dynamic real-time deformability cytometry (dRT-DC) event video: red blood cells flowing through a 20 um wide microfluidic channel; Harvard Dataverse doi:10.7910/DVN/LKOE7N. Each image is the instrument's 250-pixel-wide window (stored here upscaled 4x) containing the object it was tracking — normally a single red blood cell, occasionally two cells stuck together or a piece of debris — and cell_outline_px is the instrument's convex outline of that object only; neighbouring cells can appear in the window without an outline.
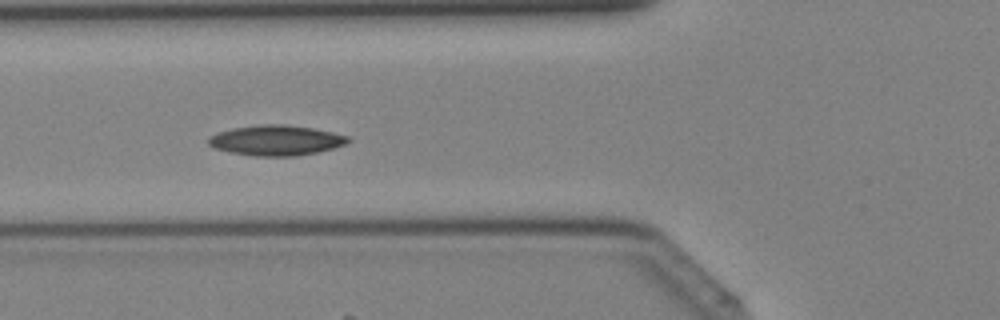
{"species": "Egyptian fruit bat (a non-hibernating species)", "species_latin": "Rousettus aegyptiacus", "temperature_condition": "cold", "stored_images_in_passage": 40, "camera_frame_rate_fps": 3000, "um_per_image_px": 0.085, "animal": {"sex": "female"}, "frame": {"image": 1, "passage_image": 15, "time_ms": 4.667, "image_size_px": [1000, 320], "cell_outline_px": [[352, 140], [344, 144], [332, 148], [316, 152], [296, 156], [252, 156], [232, 152], [216, 148], [208, 144], [208, 136], [232, 128], [260, 124], [284, 124], [312, 128], [332, 132], [348, 136]], "centroid_in_image_um": [23.46, 11.92], "position_along_channel_um": 102.3, "area_um2": 24.45}}
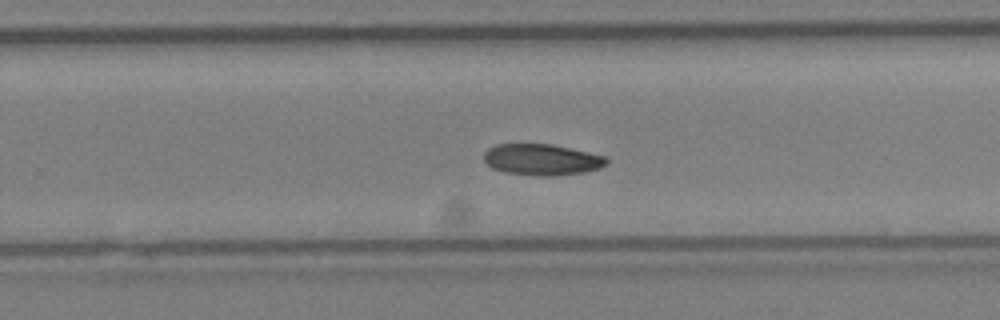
{"frame": {"image": 2, "passage_image": 26, "time_ms": 8.333, "image_size_px": [1000, 320], "cell_outline_px": [[608, 164], [600, 168], [584, 172], [556, 176], [540, 176], [504, 172], [492, 168], [484, 160], [484, 152], [488, 148], [496, 144], [552, 144], [588, 152], [604, 156], [608, 160]], "centroid_in_image_um": [46.05, 13.57], "position_along_channel_um": 283.7, "area_um2": 22.37}}
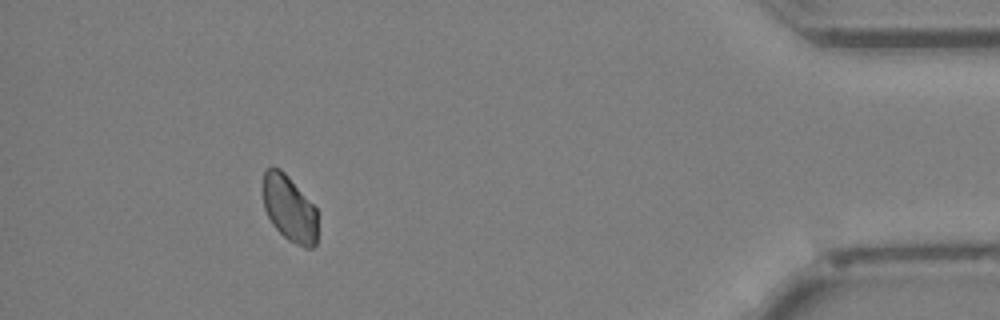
{"frame": {"image": 3, "passage_image": 37, "time_ms": 12.0, "image_size_px": [1000, 320], "cell_outline_px": [[316, 244], [312, 248], [304, 248], [288, 240], [272, 224], [264, 208], [264, 172], [272, 164], [280, 168], [288, 176], [316, 208]], "centroid_in_image_um": [24.59, 17.72], "position_along_channel_um": 410.6, "area_um2": 20.87}}